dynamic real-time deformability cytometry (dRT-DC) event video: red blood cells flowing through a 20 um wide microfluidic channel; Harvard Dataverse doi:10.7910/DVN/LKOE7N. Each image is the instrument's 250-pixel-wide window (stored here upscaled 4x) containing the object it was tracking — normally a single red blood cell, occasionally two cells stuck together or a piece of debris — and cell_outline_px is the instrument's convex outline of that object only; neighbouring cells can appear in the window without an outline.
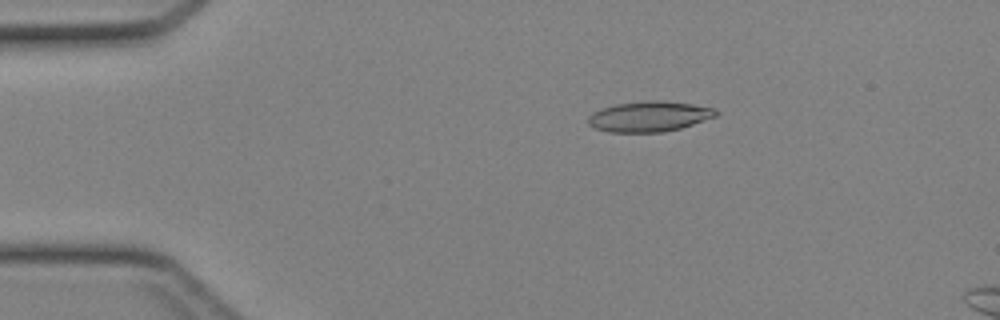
{"species": "Egyptian fruit bat (a non-hibernating species)", "species_latin": "Rousettus aegyptiacus", "temperature_condition": "cold", "stored_images_in_passage": 33, "camera_frame_rate_fps": 3000, "um_per_image_px": 0.085, "animal": {"sex": "female"}, "frame": {"image": 1, "passage_image": 3, "time_ms": 0.667, "image_size_px": [1000, 320], "cell_outline_px": [[720, 112], [716, 116], [680, 128], [660, 132], [612, 132], [596, 128], [588, 124], [588, 116], [592, 112], [616, 104], [648, 100], [660, 100], [692, 104], [716, 108]], "centroid_in_image_um": [55.2, 9.89], "position_along_channel_um": 29.8, "area_um2": 22.48}}
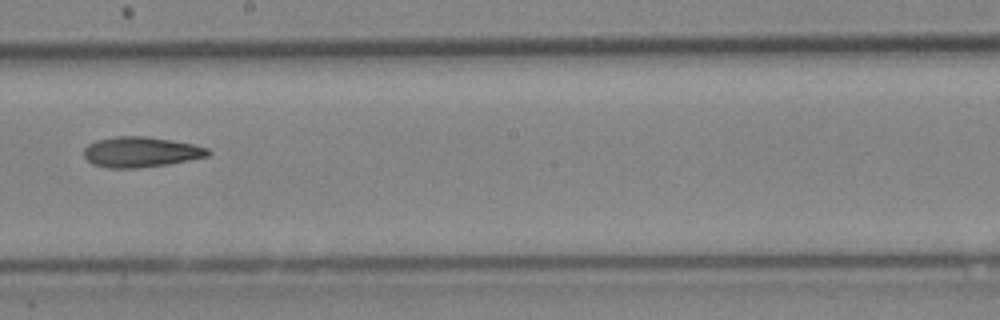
{"frame": {"image": 2, "passage_image": 20, "time_ms": 6.333, "image_size_px": [1000, 320], "cell_outline_px": [[212, 152], [208, 156], [168, 164], [136, 168], [108, 168], [92, 164], [84, 156], [84, 148], [88, 144], [96, 140], [116, 136], [144, 136], [172, 140], [192, 144], [208, 148]], "centroid_in_image_um": [11.96, 12.92], "position_along_channel_um": 236.2, "area_um2": 21.96}}
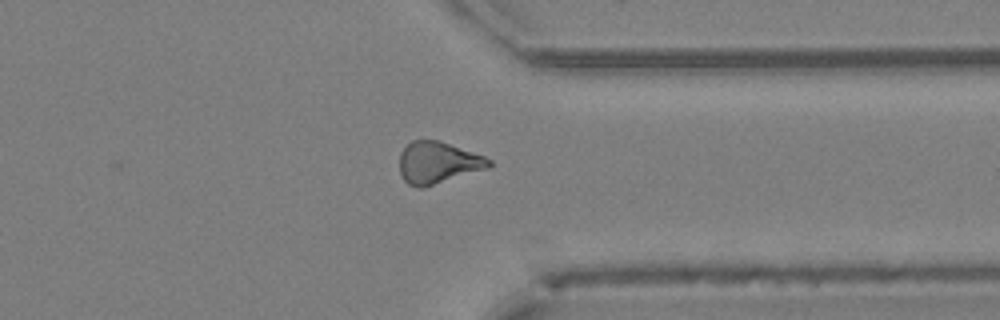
{"frame": {"image": 3, "passage_image": 29, "time_ms": 9.333, "image_size_px": [1000, 320], "cell_outline_px": [[492, 164], [488, 168], [420, 188], [408, 184], [404, 180], [400, 172], [400, 152], [412, 140], [440, 140], [484, 156], [492, 160]], "centroid_in_image_um": [37.22, 13.81], "position_along_channel_um": 374.2, "area_um2": 21.56}}